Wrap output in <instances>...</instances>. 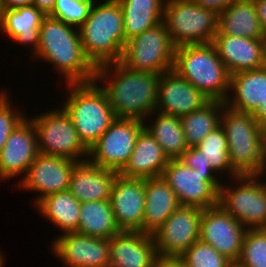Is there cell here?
<instances>
[{
	"instance_id": "6da1fadb",
	"label": "cell",
	"mask_w": 266,
	"mask_h": 267,
	"mask_svg": "<svg viewBox=\"0 0 266 267\" xmlns=\"http://www.w3.org/2000/svg\"><path fill=\"white\" fill-rule=\"evenodd\" d=\"M159 79L160 74L132 70L121 62L100 66L95 74L96 82L107 83L101 88L116 118L144 122L146 117L156 113Z\"/></svg>"
},
{
	"instance_id": "7a4b0ae2",
	"label": "cell",
	"mask_w": 266,
	"mask_h": 267,
	"mask_svg": "<svg viewBox=\"0 0 266 267\" xmlns=\"http://www.w3.org/2000/svg\"><path fill=\"white\" fill-rule=\"evenodd\" d=\"M46 16L39 27V45L34 58L50 62L68 83L95 80L96 68L85 56L78 28Z\"/></svg>"
},
{
	"instance_id": "3957f363",
	"label": "cell",
	"mask_w": 266,
	"mask_h": 267,
	"mask_svg": "<svg viewBox=\"0 0 266 267\" xmlns=\"http://www.w3.org/2000/svg\"><path fill=\"white\" fill-rule=\"evenodd\" d=\"M83 51L95 68L120 62L126 44L123 11L118 0L95 1L78 28Z\"/></svg>"
},
{
	"instance_id": "277c9868",
	"label": "cell",
	"mask_w": 266,
	"mask_h": 267,
	"mask_svg": "<svg viewBox=\"0 0 266 267\" xmlns=\"http://www.w3.org/2000/svg\"><path fill=\"white\" fill-rule=\"evenodd\" d=\"M173 70L209 100L225 102L230 77L212 43L176 47Z\"/></svg>"
},
{
	"instance_id": "5b68a950",
	"label": "cell",
	"mask_w": 266,
	"mask_h": 267,
	"mask_svg": "<svg viewBox=\"0 0 266 267\" xmlns=\"http://www.w3.org/2000/svg\"><path fill=\"white\" fill-rule=\"evenodd\" d=\"M98 85L95 80L68 83L67 101L62 106L88 149L116 119L105 91Z\"/></svg>"
},
{
	"instance_id": "8992f818",
	"label": "cell",
	"mask_w": 266,
	"mask_h": 267,
	"mask_svg": "<svg viewBox=\"0 0 266 267\" xmlns=\"http://www.w3.org/2000/svg\"><path fill=\"white\" fill-rule=\"evenodd\" d=\"M220 126L227 138L233 169L239 175L261 174L264 171L262 128L254 115L225 105Z\"/></svg>"
},
{
	"instance_id": "52a82bcc",
	"label": "cell",
	"mask_w": 266,
	"mask_h": 267,
	"mask_svg": "<svg viewBox=\"0 0 266 267\" xmlns=\"http://www.w3.org/2000/svg\"><path fill=\"white\" fill-rule=\"evenodd\" d=\"M163 22L175 47L212 43L218 14L192 0H165Z\"/></svg>"
},
{
	"instance_id": "ba28073f",
	"label": "cell",
	"mask_w": 266,
	"mask_h": 267,
	"mask_svg": "<svg viewBox=\"0 0 266 267\" xmlns=\"http://www.w3.org/2000/svg\"><path fill=\"white\" fill-rule=\"evenodd\" d=\"M30 119L36 130L39 153L75 162L88 159L89 149L79 138L70 115L63 107Z\"/></svg>"
},
{
	"instance_id": "9c48e42d",
	"label": "cell",
	"mask_w": 266,
	"mask_h": 267,
	"mask_svg": "<svg viewBox=\"0 0 266 267\" xmlns=\"http://www.w3.org/2000/svg\"><path fill=\"white\" fill-rule=\"evenodd\" d=\"M175 49L162 21L129 39L120 62L132 70L161 75L173 70Z\"/></svg>"
},
{
	"instance_id": "30bf717a",
	"label": "cell",
	"mask_w": 266,
	"mask_h": 267,
	"mask_svg": "<svg viewBox=\"0 0 266 267\" xmlns=\"http://www.w3.org/2000/svg\"><path fill=\"white\" fill-rule=\"evenodd\" d=\"M234 181L237 187L221 185L218 204L246 229L266 228V187L259 175H239Z\"/></svg>"
},
{
	"instance_id": "8fae6325",
	"label": "cell",
	"mask_w": 266,
	"mask_h": 267,
	"mask_svg": "<svg viewBox=\"0 0 266 267\" xmlns=\"http://www.w3.org/2000/svg\"><path fill=\"white\" fill-rule=\"evenodd\" d=\"M215 173L200 172L181 159H170L161 177L172 188L181 206L203 210L218 205L222 181Z\"/></svg>"
},
{
	"instance_id": "7c38bea8",
	"label": "cell",
	"mask_w": 266,
	"mask_h": 267,
	"mask_svg": "<svg viewBox=\"0 0 266 267\" xmlns=\"http://www.w3.org/2000/svg\"><path fill=\"white\" fill-rule=\"evenodd\" d=\"M144 126L142 120L116 118L89 148L87 160L93 165L119 173L130 158Z\"/></svg>"
},
{
	"instance_id": "4fadbf2b",
	"label": "cell",
	"mask_w": 266,
	"mask_h": 267,
	"mask_svg": "<svg viewBox=\"0 0 266 267\" xmlns=\"http://www.w3.org/2000/svg\"><path fill=\"white\" fill-rule=\"evenodd\" d=\"M202 209L180 206L152 235L158 257H180L200 236Z\"/></svg>"
},
{
	"instance_id": "5bb4252c",
	"label": "cell",
	"mask_w": 266,
	"mask_h": 267,
	"mask_svg": "<svg viewBox=\"0 0 266 267\" xmlns=\"http://www.w3.org/2000/svg\"><path fill=\"white\" fill-rule=\"evenodd\" d=\"M246 230L219 204L202 210L199 239L233 264L239 260Z\"/></svg>"
},
{
	"instance_id": "9a60e30c",
	"label": "cell",
	"mask_w": 266,
	"mask_h": 267,
	"mask_svg": "<svg viewBox=\"0 0 266 267\" xmlns=\"http://www.w3.org/2000/svg\"><path fill=\"white\" fill-rule=\"evenodd\" d=\"M78 163L63 157L39 153L26 175L21 181L19 179V188L40 192L33 199L36 205L45 196L68 190L72 172Z\"/></svg>"
},
{
	"instance_id": "2e32d148",
	"label": "cell",
	"mask_w": 266,
	"mask_h": 267,
	"mask_svg": "<svg viewBox=\"0 0 266 267\" xmlns=\"http://www.w3.org/2000/svg\"><path fill=\"white\" fill-rule=\"evenodd\" d=\"M52 243V252L65 267H109L110 240L78 232L61 234Z\"/></svg>"
},
{
	"instance_id": "e0dca14e",
	"label": "cell",
	"mask_w": 266,
	"mask_h": 267,
	"mask_svg": "<svg viewBox=\"0 0 266 267\" xmlns=\"http://www.w3.org/2000/svg\"><path fill=\"white\" fill-rule=\"evenodd\" d=\"M118 228L142 232L145 209V179L117 174L110 195Z\"/></svg>"
},
{
	"instance_id": "ac0fdd59",
	"label": "cell",
	"mask_w": 266,
	"mask_h": 267,
	"mask_svg": "<svg viewBox=\"0 0 266 267\" xmlns=\"http://www.w3.org/2000/svg\"><path fill=\"white\" fill-rule=\"evenodd\" d=\"M39 154L37 134L33 121L24 117L9 135L0 152V179L10 180L22 174Z\"/></svg>"
},
{
	"instance_id": "d6986e66",
	"label": "cell",
	"mask_w": 266,
	"mask_h": 267,
	"mask_svg": "<svg viewBox=\"0 0 266 267\" xmlns=\"http://www.w3.org/2000/svg\"><path fill=\"white\" fill-rule=\"evenodd\" d=\"M210 100L174 70L160 75L156 111L177 117L202 108Z\"/></svg>"
},
{
	"instance_id": "ffe728a7",
	"label": "cell",
	"mask_w": 266,
	"mask_h": 267,
	"mask_svg": "<svg viewBox=\"0 0 266 267\" xmlns=\"http://www.w3.org/2000/svg\"><path fill=\"white\" fill-rule=\"evenodd\" d=\"M212 44L230 75L265 66V39L215 35Z\"/></svg>"
},
{
	"instance_id": "44dd1931",
	"label": "cell",
	"mask_w": 266,
	"mask_h": 267,
	"mask_svg": "<svg viewBox=\"0 0 266 267\" xmlns=\"http://www.w3.org/2000/svg\"><path fill=\"white\" fill-rule=\"evenodd\" d=\"M157 258L152 235L120 231L110 239L109 267H155Z\"/></svg>"
},
{
	"instance_id": "7402d4cb",
	"label": "cell",
	"mask_w": 266,
	"mask_h": 267,
	"mask_svg": "<svg viewBox=\"0 0 266 267\" xmlns=\"http://www.w3.org/2000/svg\"><path fill=\"white\" fill-rule=\"evenodd\" d=\"M117 174L85 160L74 167L68 190L80 203L109 200Z\"/></svg>"
},
{
	"instance_id": "603a6c76",
	"label": "cell",
	"mask_w": 266,
	"mask_h": 267,
	"mask_svg": "<svg viewBox=\"0 0 266 267\" xmlns=\"http://www.w3.org/2000/svg\"><path fill=\"white\" fill-rule=\"evenodd\" d=\"M168 161L162 147L144 127L136 139L130 158L119 174L144 179L161 177Z\"/></svg>"
},
{
	"instance_id": "cb8c5ba5",
	"label": "cell",
	"mask_w": 266,
	"mask_h": 267,
	"mask_svg": "<svg viewBox=\"0 0 266 267\" xmlns=\"http://www.w3.org/2000/svg\"><path fill=\"white\" fill-rule=\"evenodd\" d=\"M230 92L225 105L238 112L254 114L266 95V66L234 73L230 77Z\"/></svg>"
},
{
	"instance_id": "d4e9b609",
	"label": "cell",
	"mask_w": 266,
	"mask_h": 267,
	"mask_svg": "<svg viewBox=\"0 0 266 267\" xmlns=\"http://www.w3.org/2000/svg\"><path fill=\"white\" fill-rule=\"evenodd\" d=\"M180 206L177 196L162 177L146 178L142 233L153 235Z\"/></svg>"
},
{
	"instance_id": "484cf974",
	"label": "cell",
	"mask_w": 266,
	"mask_h": 267,
	"mask_svg": "<svg viewBox=\"0 0 266 267\" xmlns=\"http://www.w3.org/2000/svg\"><path fill=\"white\" fill-rule=\"evenodd\" d=\"M46 16L33 5L6 9L0 17V30L8 38L31 47L35 56L39 45V27Z\"/></svg>"
},
{
	"instance_id": "4316f807",
	"label": "cell",
	"mask_w": 266,
	"mask_h": 267,
	"mask_svg": "<svg viewBox=\"0 0 266 267\" xmlns=\"http://www.w3.org/2000/svg\"><path fill=\"white\" fill-rule=\"evenodd\" d=\"M216 35L265 39L254 0H238L218 14Z\"/></svg>"
},
{
	"instance_id": "83f0119b",
	"label": "cell",
	"mask_w": 266,
	"mask_h": 267,
	"mask_svg": "<svg viewBox=\"0 0 266 267\" xmlns=\"http://www.w3.org/2000/svg\"><path fill=\"white\" fill-rule=\"evenodd\" d=\"M33 206L43 217L54 223L55 227L60 228L63 234L77 232L81 203L69 190L45 196Z\"/></svg>"
},
{
	"instance_id": "f1b7e54d",
	"label": "cell",
	"mask_w": 266,
	"mask_h": 267,
	"mask_svg": "<svg viewBox=\"0 0 266 267\" xmlns=\"http://www.w3.org/2000/svg\"><path fill=\"white\" fill-rule=\"evenodd\" d=\"M120 231L110 200L81 203L78 233L110 240Z\"/></svg>"
},
{
	"instance_id": "f546056e",
	"label": "cell",
	"mask_w": 266,
	"mask_h": 267,
	"mask_svg": "<svg viewBox=\"0 0 266 267\" xmlns=\"http://www.w3.org/2000/svg\"><path fill=\"white\" fill-rule=\"evenodd\" d=\"M152 125L145 128L162 147L168 159H180L189 148L183 133L180 117L156 111Z\"/></svg>"
},
{
	"instance_id": "4dcf8cb0",
	"label": "cell",
	"mask_w": 266,
	"mask_h": 267,
	"mask_svg": "<svg viewBox=\"0 0 266 267\" xmlns=\"http://www.w3.org/2000/svg\"><path fill=\"white\" fill-rule=\"evenodd\" d=\"M225 102L210 100L202 108L180 117L188 147L198 145L211 131L220 126Z\"/></svg>"
},
{
	"instance_id": "1f68e13d",
	"label": "cell",
	"mask_w": 266,
	"mask_h": 267,
	"mask_svg": "<svg viewBox=\"0 0 266 267\" xmlns=\"http://www.w3.org/2000/svg\"><path fill=\"white\" fill-rule=\"evenodd\" d=\"M207 160L211 163V168L217 172L216 174H230V178L233 180L238 177L239 174L231 166L228 142L225 136V132L221 126L211 131L198 145L194 146ZM221 172V173H220Z\"/></svg>"
},
{
	"instance_id": "d6a6232c",
	"label": "cell",
	"mask_w": 266,
	"mask_h": 267,
	"mask_svg": "<svg viewBox=\"0 0 266 267\" xmlns=\"http://www.w3.org/2000/svg\"><path fill=\"white\" fill-rule=\"evenodd\" d=\"M238 267H266V228L247 229Z\"/></svg>"
},
{
	"instance_id": "836d02e7",
	"label": "cell",
	"mask_w": 266,
	"mask_h": 267,
	"mask_svg": "<svg viewBox=\"0 0 266 267\" xmlns=\"http://www.w3.org/2000/svg\"><path fill=\"white\" fill-rule=\"evenodd\" d=\"M180 258L187 267H231L233 263L211 245L197 240Z\"/></svg>"
},
{
	"instance_id": "e575fe53",
	"label": "cell",
	"mask_w": 266,
	"mask_h": 267,
	"mask_svg": "<svg viewBox=\"0 0 266 267\" xmlns=\"http://www.w3.org/2000/svg\"><path fill=\"white\" fill-rule=\"evenodd\" d=\"M96 0H56L49 17L79 28L88 18Z\"/></svg>"
},
{
	"instance_id": "d590c367",
	"label": "cell",
	"mask_w": 266,
	"mask_h": 267,
	"mask_svg": "<svg viewBox=\"0 0 266 267\" xmlns=\"http://www.w3.org/2000/svg\"><path fill=\"white\" fill-rule=\"evenodd\" d=\"M125 40L140 35L163 21L164 11L122 9Z\"/></svg>"
},
{
	"instance_id": "8d00e7d4",
	"label": "cell",
	"mask_w": 266,
	"mask_h": 267,
	"mask_svg": "<svg viewBox=\"0 0 266 267\" xmlns=\"http://www.w3.org/2000/svg\"><path fill=\"white\" fill-rule=\"evenodd\" d=\"M7 94V91L0 92V152L11 132L25 116L19 109H13Z\"/></svg>"
},
{
	"instance_id": "74e56055",
	"label": "cell",
	"mask_w": 266,
	"mask_h": 267,
	"mask_svg": "<svg viewBox=\"0 0 266 267\" xmlns=\"http://www.w3.org/2000/svg\"><path fill=\"white\" fill-rule=\"evenodd\" d=\"M188 167L192 169H196L200 172H215L211 168V163L207 162V160L195 147H189L187 151L180 158Z\"/></svg>"
},
{
	"instance_id": "f35d334b",
	"label": "cell",
	"mask_w": 266,
	"mask_h": 267,
	"mask_svg": "<svg viewBox=\"0 0 266 267\" xmlns=\"http://www.w3.org/2000/svg\"><path fill=\"white\" fill-rule=\"evenodd\" d=\"M122 9L164 11L165 0H118Z\"/></svg>"
},
{
	"instance_id": "ab89813d",
	"label": "cell",
	"mask_w": 266,
	"mask_h": 267,
	"mask_svg": "<svg viewBox=\"0 0 266 267\" xmlns=\"http://www.w3.org/2000/svg\"><path fill=\"white\" fill-rule=\"evenodd\" d=\"M195 4L215 11L217 14L222 13L228 6L238 0H192Z\"/></svg>"
},
{
	"instance_id": "60d3db41",
	"label": "cell",
	"mask_w": 266,
	"mask_h": 267,
	"mask_svg": "<svg viewBox=\"0 0 266 267\" xmlns=\"http://www.w3.org/2000/svg\"><path fill=\"white\" fill-rule=\"evenodd\" d=\"M155 267H187L180 257H158Z\"/></svg>"
},
{
	"instance_id": "b9f144b4",
	"label": "cell",
	"mask_w": 266,
	"mask_h": 267,
	"mask_svg": "<svg viewBox=\"0 0 266 267\" xmlns=\"http://www.w3.org/2000/svg\"><path fill=\"white\" fill-rule=\"evenodd\" d=\"M56 0H33L32 5L41 11L45 16H49L54 8Z\"/></svg>"
},
{
	"instance_id": "7bdbcfd3",
	"label": "cell",
	"mask_w": 266,
	"mask_h": 267,
	"mask_svg": "<svg viewBox=\"0 0 266 267\" xmlns=\"http://www.w3.org/2000/svg\"><path fill=\"white\" fill-rule=\"evenodd\" d=\"M254 3L256 5L258 19L266 35V0H254Z\"/></svg>"
},
{
	"instance_id": "ee69618b",
	"label": "cell",
	"mask_w": 266,
	"mask_h": 267,
	"mask_svg": "<svg viewBox=\"0 0 266 267\" xmlns=\"http://www.w3.org/2000/svg\"><path fill=\"white\" fill-rule=\"evenodd\" d=\"M33 0H2L3 9H17L32 5Z\"/></svg>"
},
{
	"instance_id": "f6af8a7d",
	"label": "cell",
	"mask_w": 266,
	"mask_h": 267,
	"mask_svg": "<svg viewBox=\"0 0 266 267\" xmlns=\"http://www.w3.org/2000/svg\"><path fill=\"white\" fill-rule=\"evenodd\" d=\"M253 115L258 120L260 125L266 124V95L264 103H261V105Z\"/></svg>"
},
{
	"instance_id": "bcb514c9",
	"label": "cell",
	"mask_w": 266,
	"mask_h": 267,
	"mask_svg": "<svg viewBox=\"0 0 266 267\" xmlns=\"http://www.w3.org/2000/svg\"><path fill=\"white\" fill-rule=\"evenodd\" d=\"M262 128V141H263V160H264V171L259 174V177L264 176L266 170V124L261 125ZM263 174V175H262ZM262 175V176H261Z\"/></svg>"
},
{
	"instance_id": "7dc6e473",
	"label": "cell",
	"mask_w": 266,
	"mask_h": 267,
	"mask_svg": "<svg viewBox=\"0 0 266 267\" xmlns=\"http://www.w3.org/2000/svg\"><path fill=\"white\" fill-rule=\"evenodd\" d=\"M4 257L2 256V254L0 253V267H4Z\"/></svg>"
},
{
	"instance_id": "c3c4849f",
	"label": "cell",
	"mask_w": 266,
	"mask_h": 267,
	"mask_svg": "<svg viewBox=\"0 0 266 267\" xmlns=\"http://www.w3.org/2000/svg\"><path fill=\"white\" fill-rule=\"evenodd\" d=\"M3 5H2V0H0V17H1V14H2V11H3Z\"/></svg>"
},
{
	"instance_id": "681fc988",
	"label": "cell",
	"mask_w": 266,
	"mask_h": 267,
	"mask_svg": "<svg viewBox=\"0 0 266 267\" xmlns=\"http://www.w3.org/2000/svg\"><path fill=\"white\" fill-rule=\"evenodd\" d=\"M265 66H266V38H265Z\"/></svg>"
}]
</instances>
